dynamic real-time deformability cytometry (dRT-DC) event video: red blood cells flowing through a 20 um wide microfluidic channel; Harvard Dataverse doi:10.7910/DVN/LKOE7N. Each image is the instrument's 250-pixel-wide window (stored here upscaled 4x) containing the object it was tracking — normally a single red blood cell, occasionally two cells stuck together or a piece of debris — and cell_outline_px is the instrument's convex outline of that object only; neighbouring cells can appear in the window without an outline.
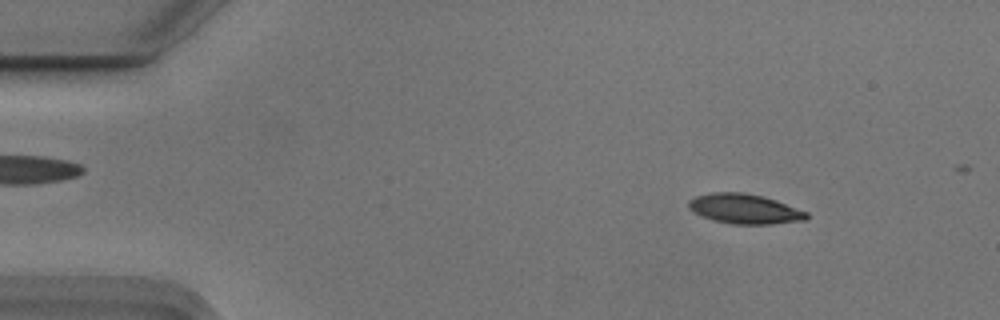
{"species": "Egyptian fruit bat (a non-hibernating species)", "species_latin": "Rousettus aegyptiacus", "temperature_condition": "cold", "stored_images_in_passage": 53, "camera_frame_rate_fps": 3000, "um_per_image_px": 0.085, "animal": {"sex": "male"}, "frame": {"image": 1, "passage_image": 6, "time_ms": 1.667, "image_size_px": [1000, 320], "cell_outline_px": [[808, 216], [804, 220], [772, 224], [732, 224], [712, 220], [688, 208], [688, 200], [696, 196], [712, 192], [744, 192], [764, 196], [776, 200], [808, 212]], "centroid_in_image_um": [63.29, 17.74], "position_along_channel_um": 21.7, "area_um2": 20.46}}
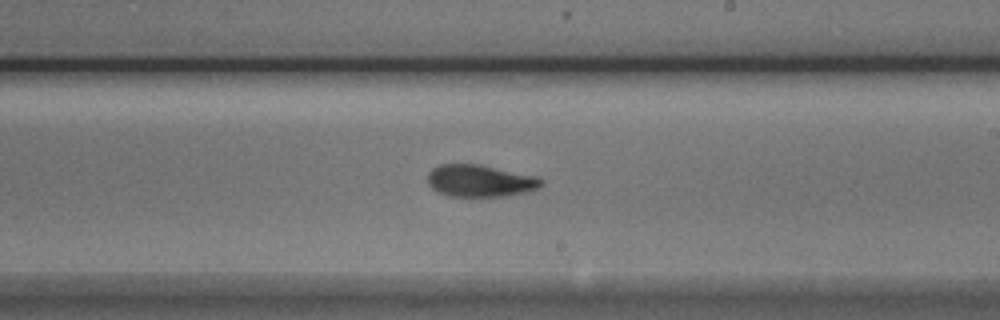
{"frame": {"image": 2, "passage_image": 31, "time_ms": 10.0, "image_size_px": [1000, 320], "cell_outline_px": [[544, 184], [540, 188], [508, 196], [448, 196], [436, 192], [428, 184], [428, 172], [432, 168], [440, 164], [480, 164], [532, 176], [544, 180]], "centroid_in_image_um": [40.77, 15.37], "position_along_channel_um": 248.2, "area_um2": 21.21}}
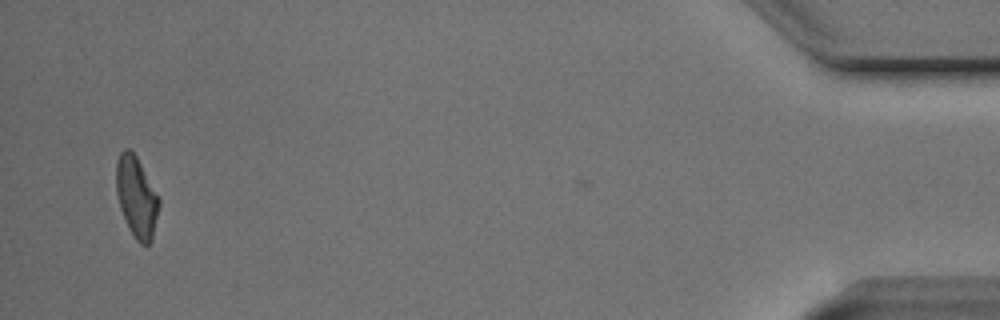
{"frame": {"image": 3, "passage_image": 52, "time_ms": 17.0, "image_size_px": [1000, 320], "cell_outline_px": [[160, 204], [152, 240], [148, 244], [140, 244], [136, 240], [128, 228], [120, 208], [116, 192], [116, 160], [120, 152], [124, 148], [128, 148], [136, 156], [160, 200]], "centroid_in_image_um": [11.59, 16.76], "position_along_channel_um": 423.6, "area_um2": 20.06}, "authors_computed_cell_mechanics": {"area_um2": 20.808, "velocity_mm_per_s": 3.7189, "shape_relaxation_time_tau1_ms": 4.7202, "shape_relaxation_time_tau2_ms": 3.6919, "deformation_change_tau1": 0.1515, "deformation_change_tau2": 0.1068}}